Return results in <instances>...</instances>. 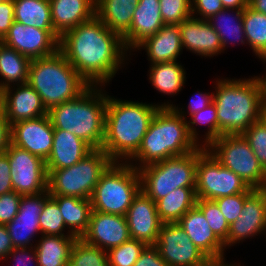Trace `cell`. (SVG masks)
Listing matches in <instances>:
<instances>
[{
    "instance_id": "obj_1",
    "label": "cell",
    "mask_w": 266,
    "mask_h": 266,
    "mask_svg": "<svg viewBox=\"0 0 266 266\" xmlns=\"http://www.w3.org/2000/svg\"><path fill=\"white\" fill-rule=\"evenodd\" d=\"M59 51L89 85L106 86L129 60L122 37L96 16L63 34Z\"/></svg>"
},
{
    "instance_id": "obj_2",
    "label": "cell",
    "mask_w": 266,
    "mask_h": 266,
    "mask_svg": "<svg viewBox=\"0 0 266 266\" xmlns=\"http://www.w3.org/2000/svg\"><path fill=\"white\" fill-rule=\"evenodd\" d=\"M161 104L121 100L108 95L105 136L101 149L114 162H128L139 150L149 124Z\"/></svg>"
},
{
    "instance_id": "obj_3",
    "label": "cell",
    "mask_w": 266,
    "mask_h": 266,
    "mask_svg": "<svg viewBox=\"0 0 266 266\" xmlns=\"http://www.w3.org/2000/svg\"><path fill=\"white\" fill-rule=\"evenodd\" d=\"M213 103L218 119V138L242 134L261 119L262 88L258 76L251 78H218Z\"/></svg>"
},
{
    "instance_id": "obj_4",
    "label": "cell",
    "mask_w": 266,
    "mask_h": 266,
    "mask_svg": "<svg viewBox=\"0 0 266 266\" xmlns=\"http://www.w3.org/2000/svg\"><path fill=\"white\" fill-rule=\"evenodd\" d=\"M199 147L200 144L189 134L187 120L173 107H159L139 150L128 163L138 170L167 158L193 152Z\"/></svg>"
},
{
    "instance_id": "obj_5",
    "label": "cell",
    "mask_w": 266,
    "mask_h": 266,
    "mask_svg": "<svg viewBox=\"0 0 266 266\" xmlns=\"http://www.w3.org/2000/svg\"><path fill=\"white\" fill-rule=\"evenodd\" d=\"M104 86L90 85L78 97L48 111L54 129L73 133L93 149H101L105 136L108 94Z\"/></svg>"
},
{
    "instance_id": "obj_6",
    "label": "cell",
    "mask_w": 266,
    "mask_h": 266,
    "mask_svg": "<svg viewBox=\"0 0 266 266\" xmlns=\"http://www.w3.org/2000/svg\"><path fill=\"white\" fill-rule=\"evenodd\" d=\"M27 83L40 95L48 111L75 99L90 86L59 50L30 61Z\"/></svg>"
},
{
    "instance_id": "obj_7",
    "label": "cell",
    "mask_w": 266,
    "mask_h": 266,
    "mask_svg": "<svg viewBox=\"0 0 266 266\" xmlns=\"http://www.w3.org/2000/svg\"><path fill=\"white\" fill-rule=\"evenodd\" d=\"M140 190L139 171L128 162H113L95 186L90 198L92 210L126 216Z\"/></svg>"
},
{
    "instance_id": "obj_8",
    "label": "cell",
    "mask_w": 266,
    "mask_h": 266,
    "mask_svg": "<svg viewBox=\"0 0 266 266\" xmlns=\"http://www.w3.org/2000/svg\"><path fill=\"white\" fill-rule=\"evenodd\" d=\"M113 162L102 149H94L71 167L47 171L49 195L90 199L102 174Z\"/></svg>"
},
{
    "instance_id": "obj_9",
    "label": "cell",
    "mask_w": 266,
    "mask_h": 266,
    "mask_svg": "<svg viewBox=\"0 0 266 266\" xmlns=\"http://www.w3.org/2000/svg\"><path fill=\"white\" fill-rule=\"evenodd\" d=\"M198 149L138 169L141 190L155 203L180 187H195Z\"/></svg>"
},
{
    "instance_id": "obj_10",
    "label": "cell",
    "mask_w": 266,
    "mask_h": 266,
    "mask_svg": "<svg viewBox=\"0 0 266 266\" xmlns=\"http://www.w3.org/2000/svg\"><path fill=\"white\" fill-rule=\"evenodd\" d=\"M206 149L224 167L237 174L252 189H265L266 171L242 134L222 135Z\"/></svg>"
},
{
    "instance_id": "obj_11",
    "label": "cell",
    "mask_w": 266,
    "mask_h": 266,
    "mask_svg": "<svg viewBox=\"0 0 266 266\" xmlns=\"http://www.w3.org/2000/svg\"><path fill=\"white\" fill-rule=\"evenodd\" d=\"M233 171L221 165L206 147L198 148L195 192L197 199L215 200L243 192H253Z\"/></svg>"
},
{
    "instance_id": "obj_12",
    "label": "cell",
    "mask_w": 266,
    "mask_h": 266,
    "mask_svg": "<svg viewBox=\"0 0 266 266\" xmlns=\"http://www.w3.org/2000/svg\"><path fill=\"white\" fill-rule=\"evenodd\" d=\"M11 167L13 189L21 195L38 194L47 190L48 174L45 161L12 143L4 152Z\"/></svg>"
},
{
    "instance_id": "obj_13",
    "label": "cell",
    "mask_w": 266,
    "mask_h": 266,
    "mask_svg": "<svg viewBox=\"0 0 266 266\" xmlns=\"http://www.w3.org/2000/svg\"><path fill=\"white\" fill-rule=\"evenodd\" d=\"M154 246L168 266H202L209 260L178 223H163Z\"/></svg>"
},
{
    "instance_id": "obj_14",
    "label": "cell",
    "mask_w": 266,
    "mask_h": 266,
    "mask_svg": "<svg viewBox=\"0 0 266 266\" xmlns=\"http://www.w3.org/2000/svg\"><path fill=\"white\" fill-rule=\"evenodd\" d=\"M59 38L54 30H42L14 21L2 43L33 60L56 53Z\"/></svg>"
},
{
    "instance_id": "obj_15",
    "label": "cell",
    "mask_w": 266,
    "mask_h": 266,
    "mask_svg": "<svg viewBox=\"0 0 266 266\" xmlns=\"http://www.w3.org/2000/svg\"><path fill=\"white\" fill-rule=\"evenodd\" d=\"M49 197L48 190L38 194L22 195L17 215L6 225L14 248L35 246L33 238L41 235L39 218L44 202Z\"/></svg>"
},
{
    "instance_id": "obj_16",
    "label": "cell",
    "mask_w": 266,
    "mask_h": 266,
    "mask_svg": "<svg viewBox=\"0 0 266 266\" xmlns=\"http://www.w3.org/2000/svg\"><path fill=\"white\" fill-rule=\"evenodd\" d=\"M266 227V190L255 189L244 202L242 213L229 225L225 249L245 239L264 234ZM234 244V245H233ZM227 247V248H226Z\"/></svg>"
},
{
    "instance_id": "obj_17",
    "label": "cell",
    "mask_w": 266,
    "mask_h": 266,
    "mask_svg": "<svg viewBox=\"0 0 266 266\" xmlns=\"http://www.w3.org/2000/svg\"><path fill=\"white\" fill-rule=\"evenodd\" d=\"M53 137L54 128L48 114L11 125V143L44 161L51 153Z\"/></svg>"
},
{
    "instance_id": "obj_18",
    "label": "cell",
    "mask_w": 266,
    "mask_h": 266,
    "mask_svg": "<svg viewBox=\"0 0 266 266\" xmlns=\"http://www.w3.org/2000/svg\"><path fill=\"white\" fill-rule=\"evenodd\" d=\"M81 239L106 252L121 245L131 239L126 216L92 210L89 227Z\"/></svg>"
},
{
    "instance_id": "obj_19",
    "label": "cell",
    "mask_w": 266,
    "mask_h": 266,
    "mask_svg": "<svg viewBox=\"0 0 266 266\" xmlns=\"http://www.w3.org/2000/svg\"><path fill=\"white\" fill-rule=\"evenodd\" d=\"M0 102L10 125L48 114L40 95L28 83L9 86L0 91Z\"/></svg>"
},
{
    "instance_id": "obj_20",
    "label": "cell",
    "mask_w": 266,
    "mask_h": 266,
    "mask_svg": "<svg viewBox=\"0 0 266 266\" xmlns=\"http://www.w3.org/2000/svg\"><path fill=\"white\" fill-rule=\"evenodd\" d=\"M131 239L155 245L161 225L156 203L142 190L134 197L126 213Z\"/></svg>"
},
{
    "instance_id": "obj_21",
    "label": "cell",
    "mask_w": 266,
    "mask_h": 266,
    "mask_svg": "<svg viewBox=\"0 0 266 266\" xmlns=\"http://www.w3.org/2000/svg\"><path fill=\"white\" fill-rule=\"evenodd\" d=\"M178 25L183 49L207 58L223 53L220 38L208 21L190 16Z\"/></svg>"
},
{
    "instance_id": "obj_22",
    "label": "cell",
    "mask_w": 266,
    "mask_h": 266,
    "mask_svg": "<svg viewBox=\"0 0 266 266\" xmlns=\"http://www.w3.org/2000/svg\"><path fill=\"white\" fill-rule=\"evenodd\" d=\"M165 25L160 13L159 0H139L131 26L122 36L126 50L132 51L148 37L156 34Z\"/></svg>"
},
{
    "instance_id": "obj_23",
    "label": "cell",
    "mask_w": 266,
    "mask_h": 266,
    "mask_svg": "<svg viewBox=\"0 0 266 266\" xmlns=\"http://www.w3.org/2000/svg\"><path fill=\"white\" fill-rule=\"evenodd\" d=\"M177 223L209 259L226 256L224 244L212 232L209 223L196 206L186 212Z\"/></svg>"
},
{
    "instance_id": "obj_24",
    "label": "cell",
    "mask_w": 266,
    "mask_h": 266,
    "mask_svg": "<svg viewBox=\"0 0 266 266\" xmlns=\"http://www.w3.org/2000/svg\"><path fill=\"white\" fill-rule=\"evenodd\" d=\"M94 149L73 133L54 129L53 147L47 160L46 170L53 171L71 167Z\"/></svg>"
},
{
    "instance_id": "obj_25",
    "label": "cell",
    "mask_w": 266,
    "mask_h": 266,
    "mask_svg": "<svg viewBox=\"0 0 266 266\" xmlns=\"http://www.w3.org/2000/svg\"><path fill=\"white\" fill-rule=\"evenodd\" d=\"M55 33L61 37L95 16V0H49Z\"/></svg>"
},
{
    "instance_id": "obj_26",
    "label": "cell",
    "mask_w": 266,
    "mask_h": 266,
    "mask_svg": "<svg viewBox=\"0 0 266 266\" xmlns=\"http://www.w3.org/2000/svg\"><path fill=\"white\" fill-rule=\"evenodd\" d=\"M144 49L150 64L177 61L183 51L178 24H165L151 37L140 43L135 50Z\"/></svg>"
},
{
    "instance_id": "obj_27",
    "label": "cell",
    "mask_w": 266,
    "mask_h": 266,
    "mask_svg": "<svg viewBox=\"0 0 266 266\" xmlns=\"http://www.w3.org/2000/svg\"><path fill=\"white\" fill-rule=\"evenodd\" d=\"M139 0H95V16L121 37L129 30Z\"/></svg>"
},
{
    "instance_id": "obj_28",
    "label": "cell",
    "mask_w": 266,
    "mask_h": 266,
    "mask_svg": "<svg viewBox=\"0 0 266 266\" xmlns=\"http://www.w3.org/2000/svg\"><path fill=\"white\" fill-rule=\"evenodd\" d=\"M59 206L68 232L81 238L89 227L92 205L90 199L68 196H51Z\"/></svg>"
},
{
    "instance_id": "obj_29",
    "label": "cell",
    "mask_w": 266,
    "mask_h": 266,
    "mask_svg": "<svg viewBox=\"0 0 266 266\" xmlns=\"http://www.w3.org/2000/svg\"><path fill=\"white\" fill-rule=\"evenodd\" d=\"M34 248L37 253L38 266H66L76 236L41 235Z\"/></svg>"
},
{
    "instance_id": "obj_30",
    "label": "cell",
    "mask_w": 266,
    "mask_h": 266,
    "mask_svg": "<svg viewBox=\"0 0 266 266\" xmlns=\"http://www.w3.org/2000/svg\"><path fill=\"white\" fill-rule=\"evenodd\" d=\"M149 82L165 95H177L186 82V71L178 61L150 64Z\"/></svg>"
},
{
    "instance_id": "obj_31",
    "label": "cell",
    "mask_w": 266,
    "mask_h": 266,
    "mask_svg": "<svg viewBox=\"0 0 266 266\" xmlns=\"http://www.w3.org/2000/svg\"><path fill=\"white\" fill-rule=\"evenodd\" d=\"M243 12L244 10L241 9H223L207 20L218 34L223 52L230 43L231 45L232 43H240L242 46L246 43L247 45L243 27Z\"/></svg>"
},
{
    "instance_id": "obj_32",
    "label": "cell",
    "mask_w": 266,
    "mask_h": 266,
    "mask_svg": "<svg viewBox=\"0 0 266 266\" xmlns=\"http://www.w3.org/2000/svg\"><path fill=\"white\" fill-rule=\"evenodd\" d=\"M196 201L195 187H180L156 202L157 213L162 223H177Z\"/></svg>"
},
{
    "instance_id": "obj_33",
    "label": "cell",
    "mask_w": 266,
    "mask_h": 266,
    "mask_svg": "<svg viewBox=\"0 0 266 266\" xmlns=\"http://www.w3.org/2000/svg\"><path fill=\"white\" fill-rule=\"evenodd\" d=\"M30 59L3 43L0 44V91L28 82Z\"/></svg>"
},
{
    "instance_id": "obj_34",
    "label": "cell",
    "mask_w": 266,
    "mask_h": 266,
    "mask_svg": "<svg viewBox=\"0 0 266 266\" xmlns=\"http://www.w3.org/2000/svg\"><path fill=\"white\" fill-rule=\"evenodd\" d=\"M14 20L42 30H54L49 0H13Z\"/></svg>"
},
{
    "instance_id": "obj_35",
    "label": "cell",
    "mask_w": 266,
    "mask_h": 266,
    "mask_svg": "<svg viewBox=\"0 0 266 266\" xmlns=\"http://www.w3.org/2000/svg\"><path fill=\"white\" fill-rule=\"evenodd\" d=\"M244 33L255 56L266 59V15L253 10L250 6L243 12Z\"/></svg>"
},
{
    "instance_id": "obj_36",
    "label": "cell",
    "mask_w": 266,
    "mask_h": 266,
    "mask_svg": "<svg viewBox=\"0 0 266 266\" xmlns=\"http://www.w3.org/2000/svg\"><path fill=\"white\" fill-rule=\"evenodd\" d=\"M201 124L208 125L207 132H205V135H203L204 140L200 139L202 137L199 136V132L197 131L199 128H196L197 125ZM187 126L189 134L195 140V142L197 144L200 143V146L202 147H207L213 140L218 138V119L215 104L212 102L206 108L191 115L190 120L187 121Z\"/></svg>"
},
{
    "instance_id": "obj_37",
    "label": "cell",
    "mask_w": 266,
    "mask_h": 266,
    "mask_svg": "<svg viewBox=\"0 0 266 266\" xmlns=\"http://www.w3.org/2000/svg\"><path fill=\"white\" fill-rule=\"evenodd\" d=\"M66 266H110V263L105 250L78 238L72 246Z\"/></svg>"
},
{
    "instance_id": "obj_38",
    "label": "cell",
    "mask_w": 266,
    "mask_h": 266,
    "mask_svg": "<svg viewBox=\"0 0 266 266\" xmlns=\"http://www.w3.org/2000/svg\"><path fill=\"white\" fill-rule=\"evenodd\" d=\"M41 235L74 236L67 230L58 203L50 196L45 202L39 218Z\"/></svg>"
},
{
    "instance_id": "obj_39",
    "label": "cell",
    "mask_w": 266,
    "mask_h": 266,
    "mask_svg": "<svg viewBox=\"0 0 266 266\" xmlns=\"http://www.w3.org/2000/svg\"><path fill=\"white\" fill-rule=\"evenodd\" d=\"M196 207L202 212L216 237L224 243L227 240L229 224L214 200L197 199Z\"/></svg>"
},
{
    "instance_id": "obj_40",
    "label": "cell",
    "mask_w": 266,
    "mask_h": 266,
    "mask_svg": "<svg viewBox=\"0 0 266 266\" xmlns=\"http://www.w3.org/2000/svg\"><path fill=\"white\" fill-rule=\"evenodd\" d=\"M146 246L142 241L130 239L110 249L107 251L110 266H134Z\"/></svg>"
},
{
    "instance_id": "obj_41",
    "label": "cell",
    "mask_w": 266,
    "mask_h": 266,
    "mask_svg": "<svg viewBox=\"0 0 266 266\" xmlns=\"http://www.w3.org/2000/svg\"><path fill=\"white\" fill-rule=\"evenodd\" d=\"M243 137L250 144L260 165L266 171V124L260 119L250 125L243 133Z\"/></svg>"
},
{
    "instance_id": "obj_42",
    "label": "cell",
    "mask_w": 266,
    "mask_h": 266,
    "mask_svg": "<svg viewBox=\"0 0 266 266\" xmlns=\"http://www.w3.org/2000/svg\"><path fill=\"white\" fill-rule=\"evenodd\" d=\"M164 24H180L192 16L191 0H159Z\"/></svg>"
},
{
    "instance_id": "obj_43",
    "label": "cell",
    "mask_w": 266,
    "mask_h": 266,
    "mask_svg": "<svg viewBox=\"0 0 266 266\" xmlns=\"http://www.w3.org/2000/svg\"><path fill=\"white\" fill-rule=\"evenodd\" d=\"M251 193L252 192H243L214 200L229 225L236 221L238 216L242 213L245 199Z\"/></svg>"
},
{
    "instance_id": "obj_44",
    "label": "cell",
    "mask_w": 266,
    "mask_h": 266,
    "mask_svg": "<svg viewBox=\"0 0 266 266\" xmlns=\"http://www.w3.org/2000/svg\"><path fill=\"white\" fill-rule=\"evenodd\" d=\"M21 197L15 191L0 195V225H7L17 215Z\"/></svg>"
},
{
    "instance_id": "obj_45",
    "label": "cell",
    "mask_w": 266,
    "mask_h": 266,
    "mask_svg": "<svg viewBox=\"0 0 266 266\" xmlns=\"http://www.w3.org/2000/svg\"><path fill=\"white\" fill-rule=\"evenodd\" d=\"M213 102V92L207 93V92H199L193 95V98L191 97L190 101L188 102V110L184 109L183 107L180 108L178 105L176 106L175 104H170V107H173L185 120L186 118V113L188 115H193L202 109L206 108L209 104ZM187 110V112L185 111Z\"/></svg>"
},
{
    "instance_id": "obj_46",
    "label": "cell",
    "mask_w": 266,
    "mask_h": 266,
    "mask_svg": "<svg viewBox=\"0 0 266 266\" xmlns=\"http://www.w3.org/2000/svg\"><path fill=\"white\" fill-rule=\"evenodd\" d=\"M223 9L221 0H191L192 16L205 21Z\"/></svg>"
},
{
    "instance_id": "obj_47",
    "label": "cell",
    "mask_w": 266,
    "mask_h": 266,
    "mask_svg": "<svg viewBox=\"0 0 266 266\" xmlns=\"http://www.w3.org/2000/svg\"><path fill=\"white\" fill-rule=\"evenodd\" d=\"M10 259L14 261V265L18 266H38V258L36 250L33 247L14 248L4 259Z\"/></svg>"
},
{
    "instance_id": "obj_48",
    "label": "cell",
    "mask_w": 266,
    "mask_h": 266,
    "mask_svg": "<svg viewBox=\"0 0 266 266\" xmlns=\"http://www.w3.org/2000/svg\"><path fill=\"white\" fill-rule=\"evenodd\" d=\"M134 266H168L154 245H147Z\"/></svg>"
},
{
    "instance_id": "obj_49",
    "label": "cell",
    "mask_w": 266,
    "mask_h": 266,
    "mask_svg": "<svg viewBox=\"0 0 266 266\" xmlns=\"http://www.w3.org/2000/svg\"><path fill=\"white\" fill-rule=\"evenodd\" d=\"M14 2L13 0H4L0 3V39L8 33L9 28L14 22Z\"/></svg>"
},
{
    "instance_id": "obj_50",
    "label": "cell",
    "mask_w": 266,
    "mask_h": 266,
    "mask_svg": "<svg viewBox=\"0 0 266 266\" xmlns=\"http://www.w3.org/2000/svg\"><path fill=\"white\" fill-rule=\"evenodd\" d=\"M14 191L11 179V167L5 153L0 154V195Z\"/></svg>"
},
{
    "instance_id": "obj_51",
    "label": "cell",
    "mask_w": 266,
    "mask_h": 266,
    "mask_svg": "<svg viewBox=\"0 0 266 266\" xmlns=\"http://www.w3.org/2000/svg\"><path fill=\"white\" fill-rule=\"evenodd\" d=\"M11 143V125L7 121L4 108L0 102V154L4 153Z\"/></svg>"
},
{
    "instance_id": "obj_52",
    "label": "cell",
    "mask_w": 266,
    "mask_h": 266,
    "mask_svg": "<svg viewBox=\"0 0 266 266\" xmlns=\"http://www.w3.org/2000/svg\"><path fill=\"white\" fill-rule=\"evenodd\" d=\"M13 249L6 225H0V260L3 261Z\"/></svg>"
},
{
    "instance_id": "obj_53",
    "label": "cell",
    "mask_w": 266,
    "mask_h": 266,
    "mask_svg": "<svg viewBox=\"0 0 266 266\" xmlns=\"http://www.w3.org/2000/svg\"><path fill=\"white\" fill-rule=\"evenodd\" d=\"M224 9L244 10L249 6V0H221Z\"/></svg>"
},
{
    "instance_id": "obj_54",
    "label": "cell",
    "mask_w": 266,
    "mask_h": 266,
    "mask_svg": "<svg viewBox=\"0 0 266 266\" xmlns=\"http://www.w3.org/2000/svg\"><path fill=\"white\" fill-rule=\"evenodd\" d=\"M249 6L253 10L266 15V0H249Z\"/></svg>"
},
{
    "instance_id": "obj_55",
    "label": "cell",
    "mask_w": 266,
    "mask_h": 266,
    "mask_svg": "<svg viewBox=\"0 0 266 266\" xmlns=\"http://www.w3.org/2000/svg\"><path fill=\"white\" fill-rule=\"evenodd\" d=\"M238 263V266H241V264ZM202 266H237V262L234 264H229L225 262V257L220 259H209L205 264Z\"/></svg>"
},
{
    "instance_id": "obj_56",
    "label": "cell",
    "mask_w": 266,
    "mask_h": 266,
    "mask_svg": "<svg viewBox=\"0 0 266 266\" xmlns=\"http://www.w3.org/2000/svg\"><path fill=\"white\" fill-rule=\"evenodd\" d=\"M262 62L266 63V59L263 60ZM259 82L261 84V88H262V101H263V105H266V74L260 77V75L258 76Z\"/></svg>"
},
{
    "instance_id": "obj_57",
    "label": "cell",
    "mask_w": 266,
    "mask_h": 266,
    "mask_svg": "<svg viewBox=\"0 0 266 266\" xmlns=\"http://www.w3.org/2000/svg\"><path fill=\"white\" fill-rule=\"evenodd\" d=\"M261 119H262V120L265 122V124H266V105H262Z\"/></svg>"
}]
</instances>
